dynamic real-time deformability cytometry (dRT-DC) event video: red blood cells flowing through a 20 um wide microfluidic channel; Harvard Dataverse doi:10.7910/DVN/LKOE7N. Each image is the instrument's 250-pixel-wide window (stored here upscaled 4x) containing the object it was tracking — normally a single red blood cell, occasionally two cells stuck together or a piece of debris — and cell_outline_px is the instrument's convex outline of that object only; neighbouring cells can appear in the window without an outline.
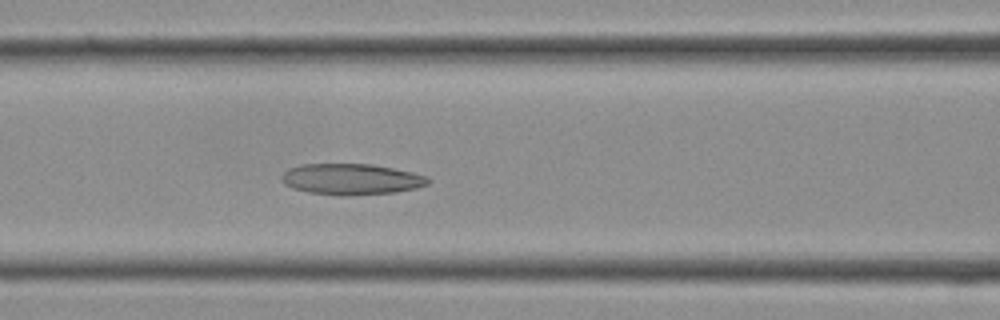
{"species": "Egyptian fruit bat (a non-hibernating species)", "species_latin": "Rousettus aegyptiacus", "temperature_condition": "cold", "stored_images_in_passage": 12, "camera_frame_rate_fps": 3000, "um_per_image_px": 0.085, "frame": {"image": 1, "passage_image": 10, "time_ms": 3.0, "image_size_px": [1000, 320], "cell_outline_px": [[432, 180], [428, 184], [416, 188], [396, 192], [308, 192], [292, 188], [284, 184], [280, 176], [288, 168], [300, 164], [372, 164], [412, 172], [428, 176]], "centroid_in_image_um": [29.87, 15.17], "position_along_channel_um": 136.7, "area_um2": 25.37}}
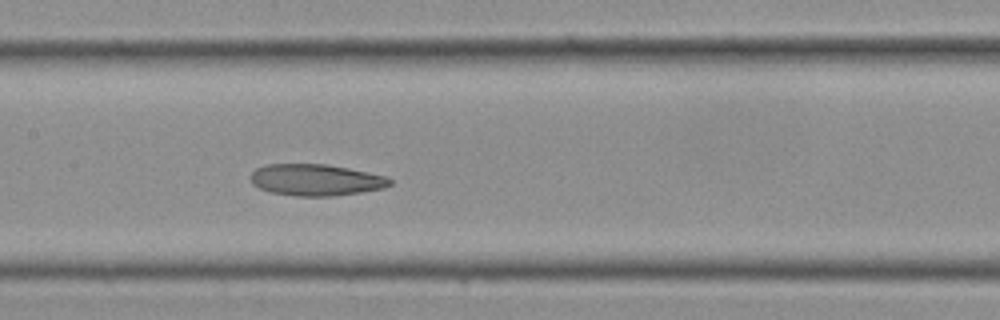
{"frame": {"image": 2, "passage_image": 12, "time_ms": 3.667, "image_size_px": [1000, 320], "cell_outline_px": [[392, 184], [384, 188], [360, 192], [332, 196], [296, 196], [272, 192], [260, 188], [252, 184], [252, 172], [256, 168], [268, 164], [328, 164], [348, 168], [384, 176], [392, 180]], "centroid_in_image_um": [26.85, 15.29], "position_along_channel_um": 180.6, "area_um2": 25.37}}